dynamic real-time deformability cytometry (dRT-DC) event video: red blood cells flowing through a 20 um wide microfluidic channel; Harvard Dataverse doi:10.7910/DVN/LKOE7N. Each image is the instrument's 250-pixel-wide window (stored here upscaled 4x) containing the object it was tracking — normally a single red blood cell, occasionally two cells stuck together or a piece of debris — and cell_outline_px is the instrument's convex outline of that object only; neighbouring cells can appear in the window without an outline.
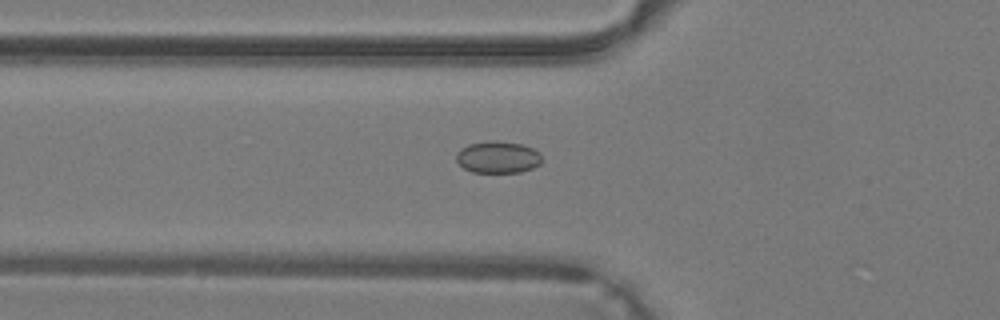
{"species": "common noctule bat (a hibernating species)", "species_latin": "Nyctalus noctula", "temperature_condition": "warm", "stored_images_in_passage": 28, "camera_frame_rate_fps": 3000, "um_per_image_px": 0.085, "animal": {"sex": "male", "body_mass_g": 19.2, "forearm_length_mm": 51.8}, "frame": {"image": 1, "passage_image": 2, "time_ms": 0.333, "image_size_px": [1000, 320], "cell_outline_px": [[540, 164], [532, 168], [520, 172], [472, 172], [464, 168], [456, 160], [456, 152], [460, 148], [468, 144], [520, 144], [532, 148], [540, 152]], "centroid_in_image_um": [42.3, 13.42], "position_along_channel_um": 83.5, "area_um2": 15.09}}
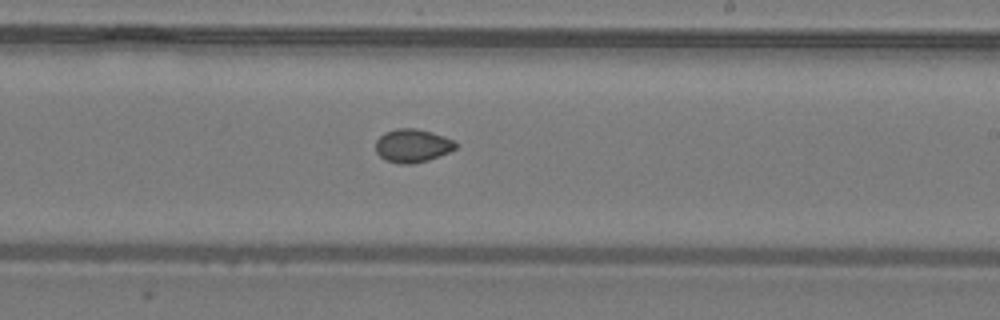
{"frame": {"image": 2, "passage_image": 12, "time_ms": 3.667, "image_size_px": [1000, 320], "cell_outline_px": [[456, 148], [440, 156], [428, 160], [412, 164], [400, 164], [384, 160], [376, 152], [376, 140], [384, 132], [396, 128], [416, 128], [432, 132], [444, 136], [452, 140], [456, 144]], "centroid_in_image_um": [35.03, 12.38], "position_along_channel_um": 254.0, "area_um2": 15.61}}
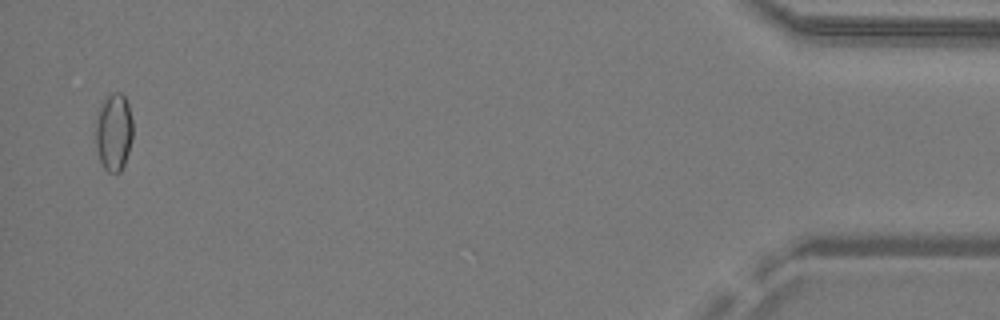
{"frame": {"image": 3, "passage_image": 27, "time_ms": 8.667, "image_size_px": [1000, 320], "cell_outline_px": [[132, 140], [124, 164], [120, 172], [108, 172], [104, 168], [100, 160], [96, 148], [96, 124], [104, 100], [112, 92], [120, 92], [124, 96], [128, 104], [132, 120]], "centroid_in_image_um": [9.69, 11.25], "position_along_channel_um": 425.5, "area_um2": 16.47}}